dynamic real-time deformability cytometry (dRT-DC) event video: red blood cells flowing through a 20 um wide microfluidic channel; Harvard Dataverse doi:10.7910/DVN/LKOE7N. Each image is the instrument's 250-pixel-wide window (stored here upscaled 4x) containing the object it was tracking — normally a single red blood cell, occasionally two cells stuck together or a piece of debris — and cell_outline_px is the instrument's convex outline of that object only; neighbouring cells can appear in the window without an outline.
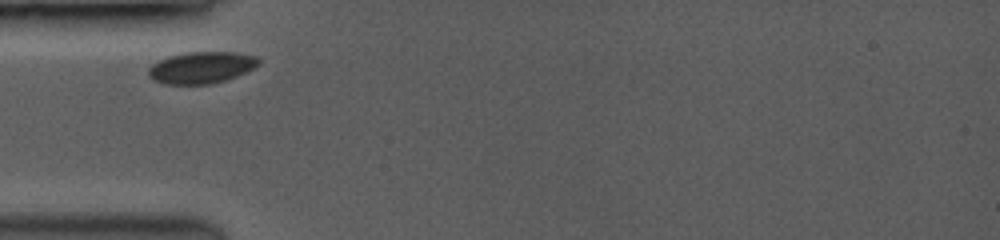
{"species": "common noctule bat (a hibernating species)", "species_latin": "Nyctalus noctula", "temperature_condition": "room temperature", "stored_images_in_passage": 60, "camera_frame_rate_fps": 3500, "um_per_image_px": 0.085, "animal": {"sex": "female", "body_mass_g": 19.0, "forearm_length_mm": 53.3}, "frame": {"image": 1, "passage_image": 1, "time_ms": 0.0, "image_size_px": [1000, 240], "cell_outline_px": [[260, 64], [236, 76], [224, 80], [208, 84], [168, 84], [156, 80], [148, 76], [148, 68], [152, 64], [168, 56], [188, 52], [232, 52], [256, 56], [260, 60]], "centroid_in_image_um": [17.11, 5.73], "position_along_channel_um": 67.9, "area_um2": 20.06}}
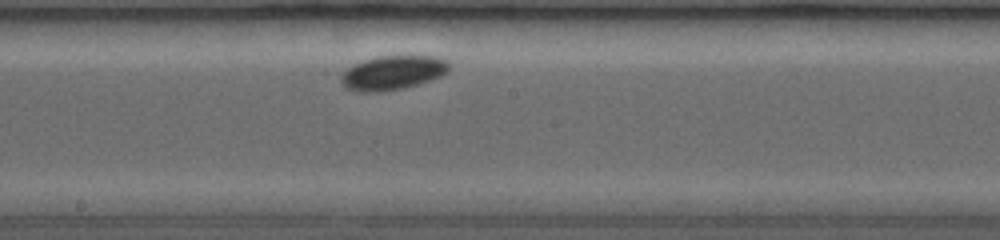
{"frame": {"image": 2, "passage_image": 29, "time_ms": 4.0, "image_size_px": [1000, 240], "cell_outline_px": [[452, 68], [448, 72], [440, 76], [416, 84], [400, 88], [348, 88], [340, 80], [340, 76], [348, 68], [364, 60], [376, 56], [436, 56], [448, 60], [452, 64]], "centroid_in_image_um": [33.53, 6.09], "position_along_channel_um": 214.7, "area_um2": 20.35}}
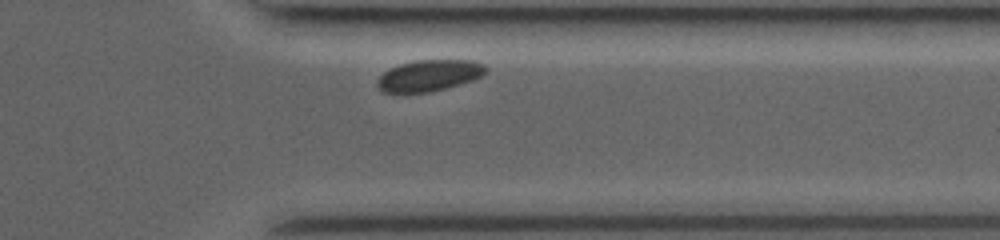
{"frame": {"image": 3, "passage_image": 57, "time_ms": 8.286, "image_size_px": [1000, 240], "cell_outline_px": [[488, 68], [480, 76], [472, 80], [460, 84], [428, 92], [384, 92], [380, 88], [380, 76], [384, 72], [400, 64], [416, 60], [472, 60], [484, 64]], "centroid_in_image_um": [36.53, 6.4], "position_along_channel_um": 374.9, "area_um2": 19.25}, "authors_computed_cell_mechanics": {"area_um2": 20.5479, "velocity_mm_per_s": 3.6996, "shape_relaxation_time_tau1_ms": 0.5508, "shape_relaxation_time_tau2_ms": null, "deformation_change_tau1": 0.0143, "deformation_change_tau2": null}}